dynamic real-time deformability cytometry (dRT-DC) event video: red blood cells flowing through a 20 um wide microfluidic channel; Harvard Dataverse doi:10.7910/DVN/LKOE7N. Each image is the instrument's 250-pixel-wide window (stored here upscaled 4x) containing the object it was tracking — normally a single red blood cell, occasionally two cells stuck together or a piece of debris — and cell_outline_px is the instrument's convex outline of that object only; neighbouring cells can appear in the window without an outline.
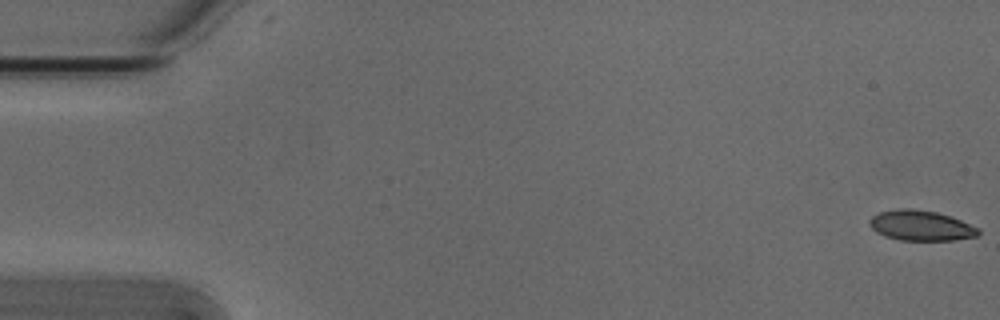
{"species": "Egyptian fruit bat (a non-hibernating species)", "species_latin": "Rousettus aegyptiacus", "temperature_condition": "cold", "stored_images_in_passage": 5, "camera_frame_rate_fps": 3000, "um_per_image_px": 0.085, "animal": {"sex": "male"}, "frame": {"image": 1, "passage_image": 1, "time_ms": 0.0, "image_size_px": [1000, 320], "cell_outline_px": [[980, 232], [976, 236], [952, 240], [900, 240], [884, 236], [876, 232], [868, 224], [868, 220], [872, 216], [880, 212], [900, 208], [912, 208], [936, 212], [952, 216], [980, 228]], "centroid_in_image_um": [78.27, 19.16], "position_along_channel_um": 6.7, "area_um2": 19.31}}